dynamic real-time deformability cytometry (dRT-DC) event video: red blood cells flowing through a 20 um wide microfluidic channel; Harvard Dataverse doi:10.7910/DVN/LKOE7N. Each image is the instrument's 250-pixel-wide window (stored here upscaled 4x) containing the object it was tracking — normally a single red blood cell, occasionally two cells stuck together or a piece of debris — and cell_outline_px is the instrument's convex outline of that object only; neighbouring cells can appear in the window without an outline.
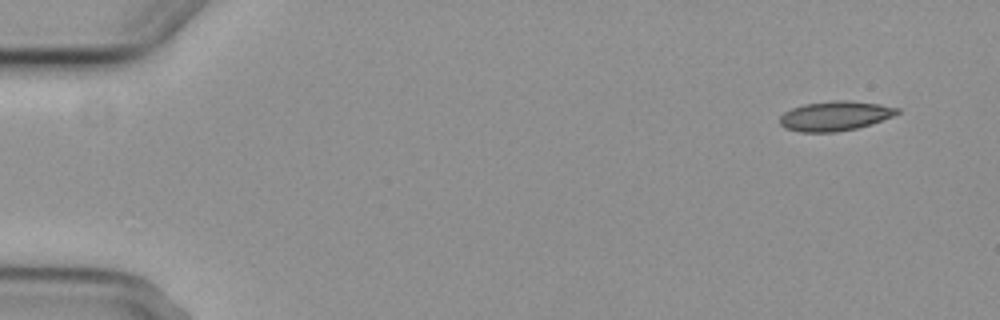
{"species": "common noctule bat (a hibernating species)", "species_latin": "Nyctalus noctula", "temperature_condition": "cold", "stored_images_in_passage": 4, "camera_frame_rate_fps": 3000, "um_per_image_px": 0.085, "animal": {"sex": "female", "body_mass_g": 29.2, "forearm_length_mm": 56.3}, "frame": {"image": 1, "passage_image": 1, "time_ms": 0.0, "image_size_px": [1000, 320], "cell_outline_px": [[900, 112], [892, 116], [872, 124], [856, 128], [836, 132], [800, 132], [784, 128], [780, 124], [780, 116], [784, 112], [792, 108], [804, 104], [832, 100], [848, 100], [880, 104], [900, 108]], "centroid_in_image_um": [70.97, 9.85], "position_along_channel_um": 14.0, "area_um2": 20.35}}
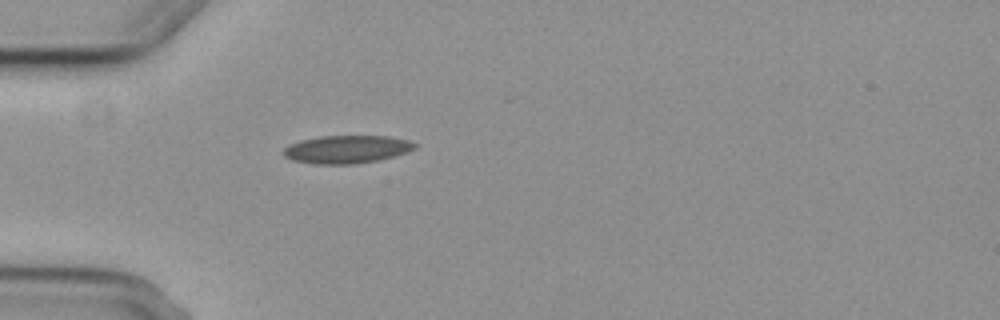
{"frame": {"image": 2, "passage_image": 4, "time_ms": 4.333, "image_size_px": [1000, 320], "cell_outline_px": [[416, 148], [408, 152], [376, 160], [352, 164], [316, 164], [292, 160], [284, 156], [280, 152], [288, 144], [300, 140], [320, 136], [388, 136], [408, 140], [416, 144]], "centroid_in_image_um": [29.42, 12.68], "position_along_channel_um": 55.6, "area_um2": 21.39}}